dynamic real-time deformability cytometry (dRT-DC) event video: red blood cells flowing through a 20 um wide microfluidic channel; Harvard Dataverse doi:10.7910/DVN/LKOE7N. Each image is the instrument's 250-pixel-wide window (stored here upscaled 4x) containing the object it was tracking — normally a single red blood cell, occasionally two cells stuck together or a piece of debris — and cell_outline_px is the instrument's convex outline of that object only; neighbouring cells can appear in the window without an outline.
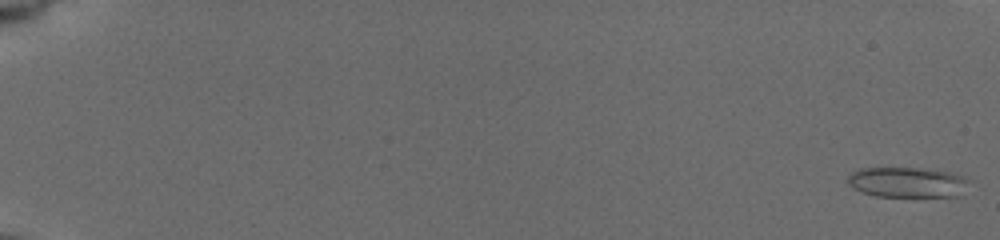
{"species": "common noctule bat (a hibernating species)", "species_latin": "Nyctalus noctula", "temperature_condition": "cold", "stored_images_in_passage": 58, "camera_frame_rate_fps": 3000, "um_per_image_px": 0.085, "animal": {"sex": "female", "body_mass_g": 19.5, "forearm_length_mm": 54.1}, "frame": {"image": 1, "passage_image": 1, "time_ms": 0.0, "image_size_px": [1000, 240], "cell_outline_px": [[972, 180], [964, 196], [876, 196], [860, 192], [848, 184], [848, 176], [852, 172], [860, 168], [920, 168], [956, 172]], "centroid_in_image_um": [77.24, 15.49], "position_along_channel_um": 7.8, "area_um2": 21.96}}
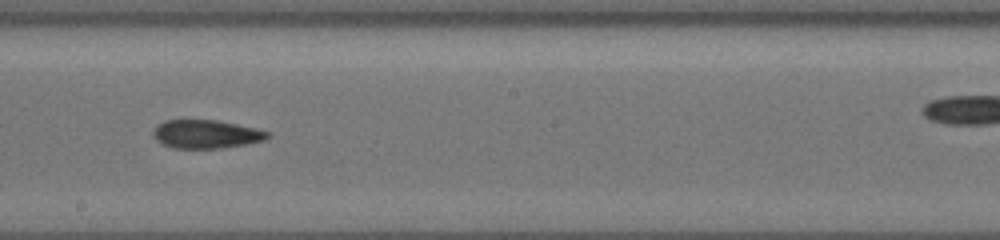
{"frame": {"image": 2, "passage_image": 35, "time_ms": 11.333, "image_size_px": [1000, 240], "cell_outline_px": [[272, 136], [264, 140], [244, 144], [220, 148], [172, 148], [156, 140], [152, 136], [152, 132], [156, 124], [164, 120], [216, 120], [256, 128], [268, 132]], "centroid_in_image_um": [17.48, 11.39], "position_along_channel_um": 230.7, "area_um2": 18.96}}
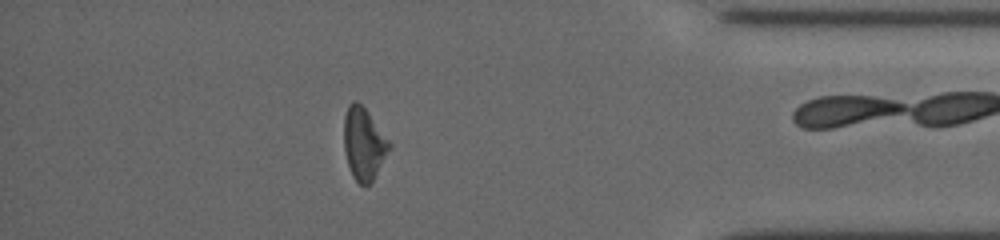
{"frame": {"image": 3, "passage_image": 51, "time_ms": 16.667, "image_size_px": [1000, 240], "cell_outline_px": [[392, 148], [372, 180], [368, 184], [360, 184], [352, 176], [348, 164], [344, 148], [344, 116], [348, 104], [352, 100], [356, 100], [368, 112], [392, 144]], "centroid_in_image_um": [30.92, 12.19], "position_along_channel_um": 404.3, "area_um2": 19.02}, "authors_computed_cell_mechanics": {"area_um2": 19.4208, "velocity_mm_per_s": 3.7554, "shape_relaxation_time_tau1_ms": 6.4817, "shape_relaxation_time_tau2_ms": 5.7563, "deformation_change_tau1": 0.1597, "deformation_change_tau2": 0.1552}}